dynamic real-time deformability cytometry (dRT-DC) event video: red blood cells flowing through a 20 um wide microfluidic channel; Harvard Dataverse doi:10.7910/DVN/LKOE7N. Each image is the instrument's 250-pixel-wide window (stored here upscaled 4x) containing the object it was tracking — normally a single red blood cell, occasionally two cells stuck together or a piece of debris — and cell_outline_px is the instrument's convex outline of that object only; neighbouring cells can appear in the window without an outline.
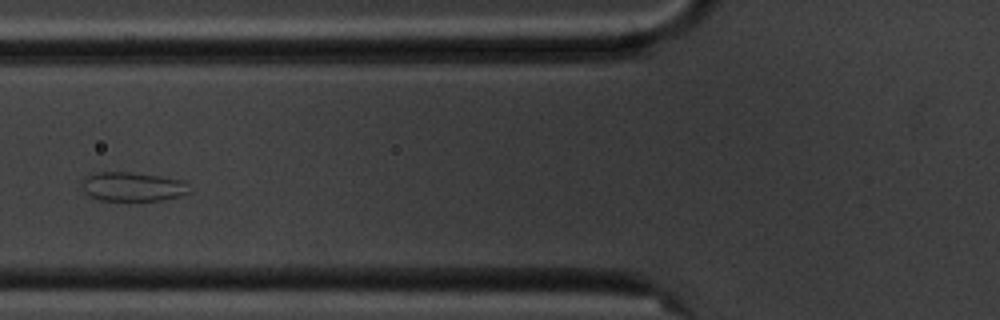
{"species": "common noctule bat (a hibernating species)", "species_latin": "Nyctalus noctula", "temperature_condition": "cold", "stored_images_in_passage": 6, "camera_frame_rate_fps": 3000, "um_per_image_px": 0.085, "animal": {"sex": "male", "body_mass_g": 20.1, "forearm_length_mm": 53.5}, "frame": {"image": 1, "passage_image": 4, "time_ms": 3.333, "image_size_px": [1000, 320], "cell_outline_px": [[192, 192], [180, 196], [160, 200], [100, 200], [88, 196], [84, 192], [84, 180], [92, 172], [132, 172], [160, 176], [184, 180]], "centroid_in_image_um": [11.31, 15.86], "position_along_channel_um": 114.5, "area_um2": 18.21}}
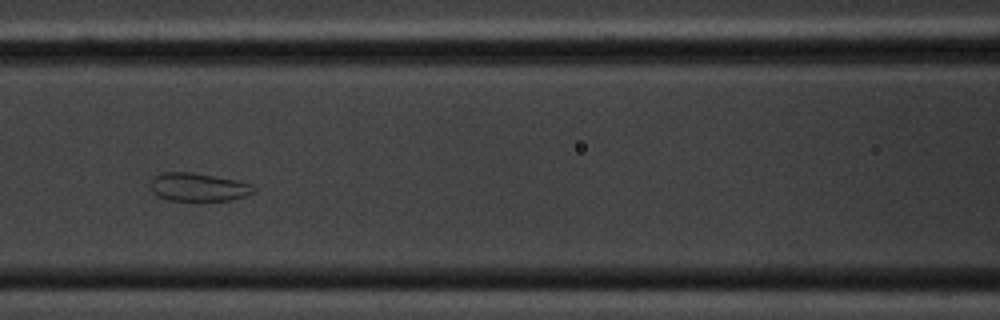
{"frame": {"image": 2, "passage_image": 5, "time_ms": 4.333, "image_size_px": [1000, 320], "cell_outline_px": [[256, 192], [232, 200], [168, 200], [152, 192], [152, 176], [160, 172], [192, 172], [236, 180], [252, 184], [256, 188]], "centroid_in_image_um": [16.88, 15.89], "position_along_channel_um": 149.7, "area_um2": 16.94}}